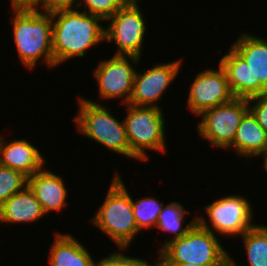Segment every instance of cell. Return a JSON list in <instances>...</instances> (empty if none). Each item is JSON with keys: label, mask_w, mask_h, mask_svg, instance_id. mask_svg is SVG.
Here are the masks:
<instances>
[{"label": "cell", "mask_w": 267, "mask_h": 266, "mask_svg": "<svg viewBox=\"0 0 267 266\" xmlns=\"http://www.w3.org/2000/svg\"><path fill=\"white\" fill-rule=\"evenodd\" d=\"M51 14L52 49L56 68L74 57H85L89 49L105 42V26L102 24L107 22L102 18L79 9Z\"/></svg>", "instance_id": "6da1fadb"}, {"label": "cell", "mask_w": 267, "mask_h": 266, "mask_svg": "<svg viewBox=\"0 0 267 266\" xmlns=\"http://www.w3.org/2000/svg\"><path fill=\"white\" fill-rule=\"evenodd\" d=\"M13 40L19 61L25 69H36L43 62L55 69L52 49V14L35 9L12 10Z\"/></svg>", "instance_id": "7a4b0ae2"}, {"label": "cell", "mask_w": 267, "mask_h": 266, "mask_svg": "<svg viewBox=\"0 0 267 266\" xmlns=\"http://www.w3.org/2000/svg\"><path fill=\"white\" fill-rule=\"evenodd\" d=\"M112 176L104 202L97 209L90 222L116 244V247H130L140 231L135 221L131 194L122 175L117 171Z\"/></svg>", "instance_id": "3957f363"}, {"label": "cell", "mask_w": 267, "mask_h": 266, "mask_svg": "<svg viewBox=\"0 0 267 266\" xmlns=\"http://www.w3.org/2000/svg\"><path fill=\"white\" fill-rule=\"evenodd\" d=\"M157 253L158 263L237 266L220 239L197 222L185 236L170 241Z\"/></svg>", "instance_id": "277c9868"}, {"label": "cell", "mask_w": 267, "mask_h": 266, "mask_svg": "<svg viewBox=\"0 0 267 266\" xmlns=\"http://www.w3.org/2000/svg\"><path fill=\"white\" fill-rule=\"evenodd\" d=\"M77 98L79 109L73 119L78 132L99 145L105 146L109 151L130 159V146L123 119L117 120L111 114L113 112L110 108L95 100L81 96Z\"/></svg>", "instance_id": "5b68a950"}, {"label": "cell", "mask_w": 267, "mask_h": 266, "mask_svg": "<svg viewBox=\"0 0 267 266\" xmlns=\"http://www.w3.org/2000/svg\"><path fill=\"white\" fill-rule=\"evenodd\" d=\"M124 106L127 107L123 121L130 146V158L146 162L150 158L147 150L162 155L167 152L163 109L132 104Z\"/></svg>", "instance_id": "8992f818"}, {"label": "cell", "mask_w": 267, "mask_h": 266, "mask_svg": "<svg viewBox=\"0 0 267 266\" xmlns=\"http://www.w3.org/2000/svg\"><path fill=\"white\" fill-rule=\"evenodd\" d=\"M251 201L248 198L238 195H225L217 198L214 202L205 206L206 216H196V222L203 228L208 229L215 235L242 236L246 231L256 224Z\"/></svg>", "instance_id": "52a82bcc"}, {"label": "cell", "mask_w": 267, "mask_h": 266, "mask_svg": "<svg viewBox=\"0 0 267 266\" xmlns=\"http://www.w3.org/2000/svg\"><path fill=\"white\" fill-rule=\"evenodd\" d=\"M138 2V0L127 2L106 20L109 24L105 27V42L113 41L118 47L113 55L135 56L142 59L147 20Z\"/></svg>", "instance_id": "ba28073f"}, {"label": "cell", "mask_w": 267, "mask_h": 266, "mask_svg": "<svg viewBox=\"0 0 267 266\" xmlns=\"http://www.w3.org/2000/svg\"><path fill=\"white\" fill-rule=\"evenodd\" d=\"M248 111L246 98L234 97L231 101L204 111L196 132L212 147L226 149L233 143L237 128Z\"/></svg>", "instance_id": "9c48e42d"}, {"label": "cell", "mask_w": 267, "mask_h": 266, "mask_svg": "<svg viewBox=\"0 0 267 266\" xmlns=\"http://www.w3.org/2000/svg\"><path fill=\"white\" fill-rule=\"evenodd\" d=\"M109 59L98 61L93 69L97 81L98 96L101 100L120 99L122 105L128 104L133 92L135 67L140 58L135 56L111 55Z\"/></svg>", "instance_id": "30bf717a"}, {"label": "cell", "mask_w": 267, "mask_h": 266, "mask_svg": "<svg viewBox=\"0 0 267 266\" xmlns=\"http://www.w3.org/2000/svg\"><path fill=\"white\" fill-rule=\"evenodd\" d=\"M217 65V70L207 68L199 71L190 84L186 107L195 117L234 98L225 70L219 62Z\"/></svg>", "instance_id": "8fae6325"}, {"label": "cell", "mask_w": 267, "mask_h": 266, "mask_svg": "<svg viewBox=\"0 0 267 266\" xmlns=\"http://www.w3.org/2000/svg\"><path fill=\"white\" fill-rule=\"evenodd\" d=\"M181 62L183 63V59H174L167 63L155 64L144 71L136 70L133 92L128 104L162 109L159 102L180 73Z\"/></svg>", "instance_id": "7c38bea8"}, {"label": "cell", "mask_w": 267, "mask_h": 266, "mask_svg": "<svg viewBox=\"0 0 267 266\" xmlns=\"http://www.w3.org/2000/svg\"><path fill=\"white\" fill-rule=\"evenodd\" d=\"M231 47L247 62L252 73V97L267 94V39L242 32Z\"/></svg>", "instance_id": "4fadbf2b"}, {"label": "cell", "mask_w": 267, "mask_h": 266, "mask_svg": "<svg viewBox=\"0 0 267 266\" xmlns=\"http://www.w3.org/2000/svg\"><path fill=\"white\" fill-rule=\"evenodd\" d=\"M30 141L25 138L8 141L1 135L0 165L20 171L27 177L47 166L43 154Z\"/></svg>", "instance_id": "5bb4252c"}, {"label": "cell", "mask_w": 267, "mask_h": 266, "mask_svg": "<svg viewBox=\"0 0 267 266\" xmlns=\"http://www.w3.org/2000/svg\"><path fill=\"white\" fill-rule=\"evenodd\" d=\"M63 178L46 167L28 177V186L46 215L61 212L68 204V188Z\"/></svg>", "instance_id": "9a60e30c"}, {"label": "cell", "mask_w": 267, "mask_h": 266, "mask_svg": "<svg viewBox=\"0 0 267 266\" xmlns=\"http://www.w3.org/2000/svg\"><path fill=\"white\" fill-rule=\"evenodd\" d=\"M245 159L263 157L267 153V133L248 110L237 128L233 143L227 148Z\"/></svg>", "instance_id": "2e32d148"}, {"label": "cell", "mask_w": 267, "mask_h": 266, "mask_svg": "<svg viewBox=\"0 0 267 266\" xmlns=\"http://www.w3.org/2000/svg\"><path fill=\"white\" fill-rule=\"evenodd\" d=\"M43 216L46 214L28 185L0 206V223L4 224H32Z\"/></svg>", "instance_id": "e0dca14e"}, {"label": "cell", "mask_w": 267, "mask_h": 266, "mask_svg": "<svg viewBox=\"0 0 267 266\" xmlns=\"http://www.w3.org/2000/svg\"><path fill=\"white\" fill-rule=\"evenodd\" d=\"M55 233L47 256L49 266H93L95 260L86 246L69 233Z\"/></svg>", "instance_id": "ac0fdd59"}, {"label": "cell", "mask_w": 267, "mask_h": 266, "mask_svg": "<svg viewBox=\"0 0 267 266\" xmlns=\"http://www.w3.org/2000/svg\"><path fill=\"white\" fill-rule=\"evenodd\" d=\"M229 52L219 60L226 72L230 90L234 97H252V73L247 62L230 46Z\"/></svg>", "instance_id": "d6986e66"}, {"label": "cell", "mask_w": 267, "mask_h": 266, "mask_svg": "<svg viewBox=\"0 0 267 266\" xmlns=\"http://www.w3.org/2000/svg\"><path fill=\"white\" fill-rule=\"evenodd\" d=\"M186 212L187 210H185L184 205L177 201H172L164 205L162 211L160 212L155 229L157 228L158 230H161L162 233H169L173 236L162 243L161 248L157 250L158 252L170 241L185 236L194 226L196 223V216L193 217L187 225H184L186 215L188 214Z\"/></svg>", "instance_id": "ffe728a7"}, {"label": "cell", "mask_w": 267, "mask_h": 266, "mask_svg": "<svg viewBox=\"0 0 267 266\" xmlns=\"http://www.w3.org/2000/svg\"><path fill=\"white\" fill-rule=\"evenodd\" d=\"M241 238L248 266H267V225L256 224Z\"/></svg>", "instance_id": "44dd1931"}, {"label": "cell", "mask_w": 267, "mask_h": 266, "mask_svg": "<svg viewBox=\"0 0 267 266\" xmlns=\"http://www.w3.org/2000/svg\"><path fill=\"white\" fill-rule=\"evenodd\" d=\"M135 199L131 196L133 213L138 230L142 232V230L155 228L160 212L165 204L159 201V199H156V197L151 196Z\"/></svg>", "instance_id": "7402d4cb"}, {"label": "cell", "mask_w": 267, "mask_h": 266, "mask_svg": "<svg viewBox=\"0 0 267 266\" xmlns=\"http://www.w3.org/2000/svg\"><path fill=\"white\" fill-rule=\"evenodd\" d=\"M28 185V177L22 172L0 165V206Z\"/></svg>", "instance_id": "603a6c76"}, {"label": "cell", "mask_w": 267, "mask_h": 266, "mask_svg": "<svg viewBox=\"0 0 267 266\" xmlns=\"http://www.w3.org/2000/svg\"><path fill=\"white\" fill-rule=\"evenodd\" d=\"M131 0H80L78 8L106 21Z\"/></svg>", "instance_id": "cb8c5ba5"}, {"label": "cell", "mask_w": 267, "mask_h": 266, "mask_svg": "<svg viewBox=\"0 0 267 266\" xmlns=\"http://www.w3.org/2000/svg\"><path fill=\"white\" fill-rule=\"evenodd\" d=\"M118 249V251L116 249V251L111 252L107 257H103L100 261H94L93 266H141L146 261L143 258L124 255V251H127L128 247H118Z\"/></svg>", "instance_id": "d4e9b609"}, {"label": "cell", "mask_w": 267, "mask_h": 266, "mask_svg": "<svg viewBox=\"0 0 267 266\" xmlns=\"http://www.w3.org/2000/svg\"><path fill=\"white\" fill-rule=\"evenodd\" d=\"M247 101L248 110L267 133V94L253 96Z\"/></svg>", "instance_id": "484cf974"}, {"label": "cell", "mask_w": 267, "mask_h": 266, "mask_svg": "<svg viewBox=\"0 0 267 266\" xmlns=\"http://www.w3.org/2000/svg\"><path fill=\"white\" fill-rule=\"evenodd\" d=\"M80 0H39L37 11L54 13L61 10H75Z\"/></svg>", "instance_id": "4316f807"}, {"label": "cell", "mask_w": 267, "mask_h": 266, "mask_svg": "<svg viewBox=\"0 0 267 266\" xmlns=\"http://www.w3.org/2000/svg\"><path fill=\"white\" fill-rule=\"evenodd\" d=\"M9 10L36 9L39 0H10Z\"/></svg>", "instance_id": "83f0119b"}, {"label": "cell", "mask_w": 267, "mask_h": 266, "mask_svg": "<svg viewBox=\"0 0 267 266\" xmlns=\"http://www.w3.org/2000/svg\"><path fill=\"white\" fill-rule=\"evenodd\" d=\"M160 266H230V265H198L193 263H159Z\"/></svg>", "instance_id": "f1b7e54d"}, {"label": "cell", "mask_w": 267, "mask_h": 266, "mask_svg": "<svg viewBox=\"0 0 267 266\" xmlns=\"http://www.w3.org/2000/svg\"><path fill=\"white\" fill-rule=\"evenodd\" d=\"M141 266H160L157 260L152 261L150 264L149 261H145Z\"/></svg>", "instance_id": "f546056e"}, {"label": "cell", "mask_w": 267, "mask_h": 266, "mask_svg": "<svg viewBox=\"0 0 267 266\" xmlns=\"http://www.w3.org/2000/svg\"><path fill=\"white\" fill-rule=\"evenodd\" d=\"M262 160H264L263 164H262V166H263L262 168H264L265 171H267V155L263 156Z\"/></svg>", "instance_id": "4dcf8cb0"}]
</instances>
